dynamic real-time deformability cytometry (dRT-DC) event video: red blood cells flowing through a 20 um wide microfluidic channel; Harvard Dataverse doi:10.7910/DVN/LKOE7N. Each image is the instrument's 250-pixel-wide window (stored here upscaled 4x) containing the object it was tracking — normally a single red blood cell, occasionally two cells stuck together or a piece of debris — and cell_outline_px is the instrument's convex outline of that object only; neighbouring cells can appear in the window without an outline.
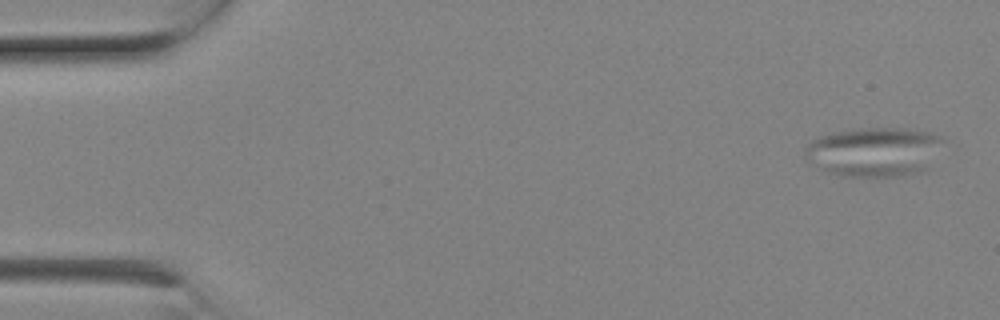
{"species": "Egyptian fruit bat (a non-hibernating species)", "species_latin": "Rousettus aegyptiacus", "temperature_condition": "room temperature", "stored_images_in_passage": 7, "camera_frame_rate_fps": 3000, "um_per_image_px": 0.085, "animal": {"sex": "female"}, "frame": {"image": 1, "passage_image": 1, "time_ms": 0.0, "image_size_px": [1000, 320], "cell_outline_px": [[944, 140], [924, 172], [904, 176], [840, 176], [828, 172], [808, 164], [804, 156], [804, 148], [812, 140], [820, 136], [836, 132], [860, 128], [904, 128], [928, 132], [940, 136]], "centroid_in_image_um": [74.25, 12.91], "position_along_channel_um": 10.7, "area_um2": 39.88}}
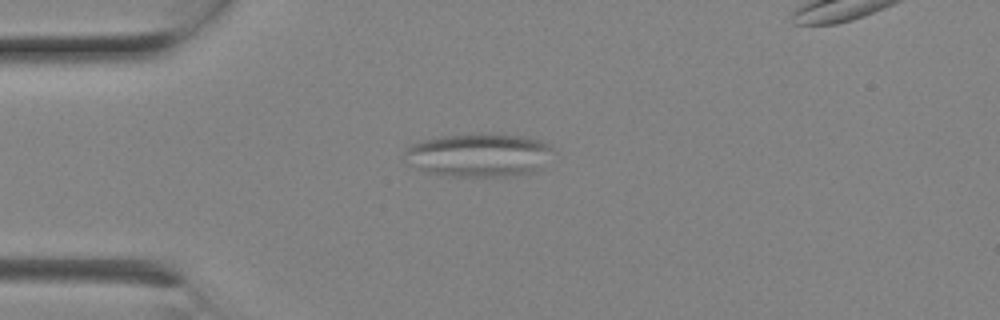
{"frame": {"image": 2, "passage_image": 5, "time_ms": 1.333, "image_size_px": [1000, 320], "cell_outline_px": [[552, 148], [544, 168], [532, 172], [516, 176], [452, 176], [424, 172], [404, 164], [400, 160], [404, 152], [412, 144], [424, 140], [440, 136], [480, 132], [496, 132], [528, 136], [540, 140], [548, 144]], "centroid_in_image_um": [40.66, 13.16], "position_along_channel_um": 44.3, "area_um2": 38.84}}